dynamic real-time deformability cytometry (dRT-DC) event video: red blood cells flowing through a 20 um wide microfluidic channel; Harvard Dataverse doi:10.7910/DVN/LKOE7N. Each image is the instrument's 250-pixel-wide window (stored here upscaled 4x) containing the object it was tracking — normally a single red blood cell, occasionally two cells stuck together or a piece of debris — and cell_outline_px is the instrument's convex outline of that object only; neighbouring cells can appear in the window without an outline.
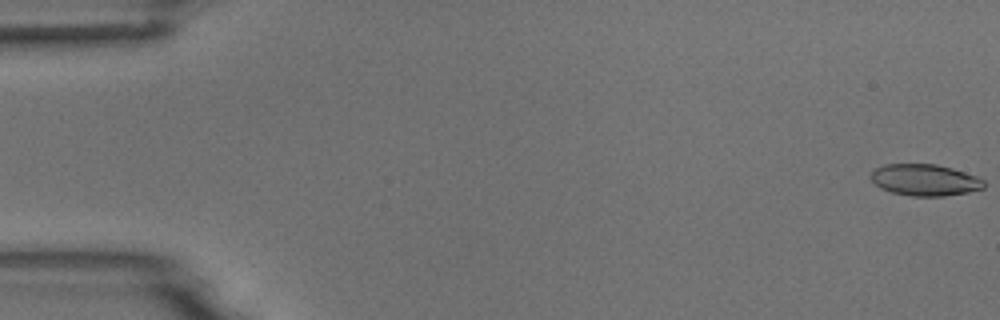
{"species": "common noctule bat (a hibernating species)", "species_latin": "Nyctalus noctula", "temperature_condition": "room temperature", "stored_images_in_passage": 55, "camera_frame_rate_fps": 3000, "um_per_image_px": 0.085, "animal": {"sex": "male", "body_mass_g": 18.8}, "frame": {"image": 1, "passage_image": 1, "time_ms": 0.0, "image_size_px": [1000, 320], "cell_outline_px": [[984, 188], [968, 192], [944, 196], [912, 196], [892, 192], [880, 188], [868, 176], [876, 168], [884, 164], [936, 164], [952, 168], [976, 176], [984, 180]], "centroid_in_image_um": [78.6, 15.29], "position_along_channel_um": 6.4, "area_um2": 20.75}}
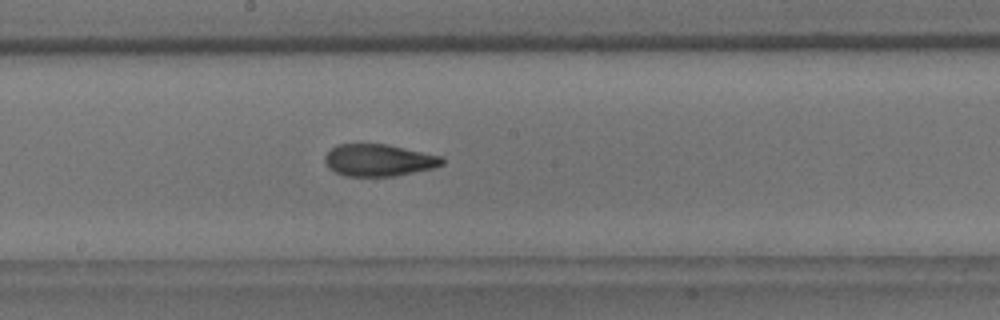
{"frame": {"image": 2, "passage_image": 30, "time_ms": 9.667, "image_size_px": [1000, 320], "cell_outline_px": [[444, 164], [432, 168], [392, 176], [344, 176], [328, 168], [324, 160], [324, 156], [336, 144], [388, 144], [444, 156]], "centroid_in_image_um": [32.2, 13.6], "position_along_channel_um": 216.0, "area_um2": 21.96}}
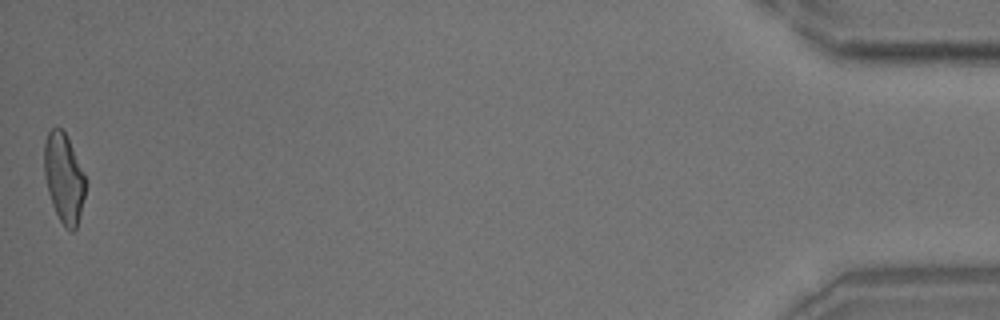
{"frame": {"image": 3, "passage_image": 55, "time_ms": 18.0, "image_size_px": [1000, 320], "cell_outline_px": [[88, 184], [76, 228], [72, 232], [68, 232], [64, 228], [52, 204], [48, 192], [44, 176], [44, 144], [48, 132], [52, 128], [60, 128], [64, 132], [84, 172]], "centroid_in_image_um": [5.44, 15.18], "position_along_channel_um": 429.8, "area_um2": 21.62}, "authors_computed_cell_mechanics": {"area_um2": 22.0796, "velocity_mm_per_s": 3.6977, "shape_relaxation_time_tau1_ms": 6.5236, "shape_relaxation_time_tau2_ms": 2.4259, "deformation_change_tau1": 0.1826, "deformation_change_tau2": 0.1085}}